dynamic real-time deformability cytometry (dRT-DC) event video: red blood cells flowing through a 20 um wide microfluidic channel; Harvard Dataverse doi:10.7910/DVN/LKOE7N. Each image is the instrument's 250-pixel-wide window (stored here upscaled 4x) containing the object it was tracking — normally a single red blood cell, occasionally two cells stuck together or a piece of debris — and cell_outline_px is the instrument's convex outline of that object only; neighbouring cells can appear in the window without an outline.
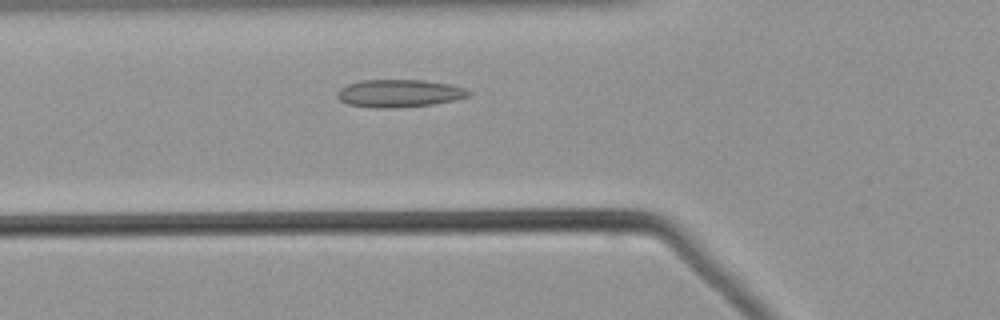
{"species": "common noctule bat (a hibernating species)", "species_latin": "Nyctalus noctula", "temperature_condition": "warm", "stored_images_in_passage": 43, "camera_frame_rate_fps": 3000, "um_per_image_px": 0.085, "animal": {"sex": "male", "body_mass_g": 21.5, "forearm_length_mm": 52.0}, "frame": {"image": 1, "passage_image": 9, "time_ms": 2.667, "image_size_px": [1000, 320], "cell_outline_px": [[472, 96], [456, 100], [432, 104], [396, 108], [372, 108], [348, 104], [340, 100], [336, 96], [336, 92], [340, 88], [348, 84], [360, 80], [424, 80], [448, 84], [464, 88], [472, 92]], "centroid_in_image_um": [33.94, 7.94], "position_along_channel_um": 91.9, "area_um2": 21.39}}
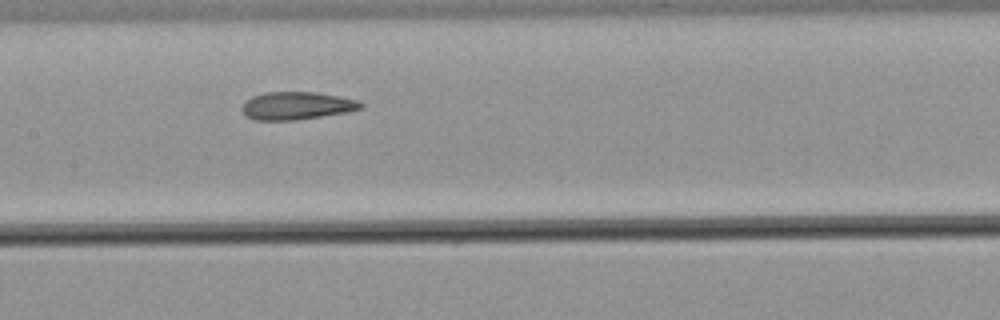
{"frame": {"image": 2, "passage_image": 16, "time_ms": 5.0, "image_size_px": [1000, 320], "cell_outline_px": [[364, 108], [348, 112], [296, 120], [256, 120], [248, 116], [240, 108], [252, 96], [264, 92], [316, 92], [356, 100], [364, 104]], "centroid_in_image_um": [25.24, 8.99], "position_along_channel_um": 182.2, "area_um2": 19.07}}
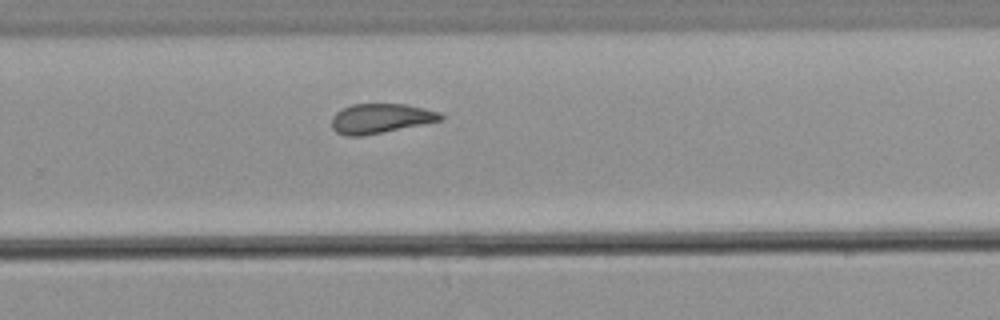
{"frame": {"image": 3, "passage_image": 25, "time_ms": 8.0, "image_size_px": [1000, 320], "cell_outline_px": [[444, 120], [384, 132], [360, 136], [348, 136], [336, 132], [332, 128], [332, 116], [336, 112], [352, 104], [404, 104], [424, 108], [440, 112], [444, 116]], "centroid_in_image_um": [32.37, 10.07], "position_along_channel_um": 297.4, "area_um2": 18.84}}